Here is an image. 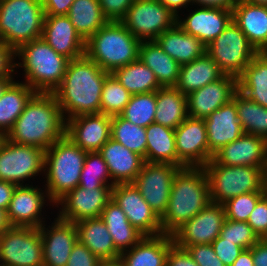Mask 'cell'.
<instances>
[{
  "label": "cell",
  "instance_id": "cell-1",
  "mask_svg": "<svg viewBox=\"0 0 267 266\" xmlns=\"http://www.w3.org/2000/svg\"><path fill=\"white\" fill-rule=\"evenodd\" d=\"M109 74L86 55L69 60L62 82L53 91L65 121L100 113L101 93Z\"/></svg>",
  "mask_w": 267,
  "mask_h": 266
},
{
  "label": "cell",
  "instance_id": "cell-2",
  "mask_svg": "<svg viewBox=\"0 0 267 266\" xmlns=\"http://www.w3.org/2000/svg\"><path fill=\"white\" fill-rule=\"evenodd\" d=\"M66 121L53 93L36 92L6 138L47 150L65 136Z\"/></svg>",
  "mask_w": 267,
  "mask_h": 266
},
{
  "label": "cell",
  "instance_id": "cell-3",
  "mask_svg": "<svg viewBox=\"0 0 267 266\" xmlns=\"http://www.w3.org/2000/svg\"><path fill=\"white\" fill-rule=\"evenodd\" d=\"M211 202L209 181L203 167H181L175 173L165 214L163 234L172 235Z\"/></svg>",
  "mask_w": 267,
  "mask_h": 266
},
{
  "label": "cell",
  "instance_id": "cell-4",
  "mask_svg": "<svg viewBox=\"0 0 267 266\" xmlns=\"http://www.w3.org/2000/svg\"><path fill=\"white\" fill-rule=\"evenodd\" d=\"M15 60L16 78L22 75L19 80L41 93H53L62 82L69 62L41 37L15 51Z\"/></svg>",
  "mask_w": 267,
  "mask_h": 266
},
{
  "label": "cell",
  "instance_id": "cell-5",
  "mask_svg": "<svg viewBox=\"0 0 267 266\" xmlns=\"http://www.w3.org/2000/svg\"><path fill=\"white\" fill-rule=\"evenodd\" d=\"M141 40L121 21H108L86 41L85 55L108 73L139 59Z\"/></svg>",
  "mask_w": 267,
  "mask_h": 266
},
{
  "label": "cell",
  "instance_id": "cell-6",
  "mask_svg": "<svg viewBox=\"0 0 267 266\" xmlns=\"http://www.w3.org/2000/svg\"><path fill=\"white\" fill-rule=\"evenodd\" d=\"M86 155L67 136L45 150L44 178L40 182L54 203L78 186Z\"/></svg>",
  "mask_w": 267,
  "mask_h": 266
},
{
  "label": "cell",
  "instance_id": "cell-7",
  "mask_svg": "<svg viewBox=\"0 0 267 266\" xmlns=\"http://www.w3.org/2000/svg\"><path fill=\"white\" fill-rule=\"evenodd\" d=\"M42 0H0V36L4 44L17 51L42 36Z\"/></svg>",
  "mask_w": 267,
  "mask_h": 266
},
{
  "label": "cell",
  "instance_id": "cell-8",
  "mask_svg": "<svg viewBox=\"0 0 267 266\" xmlns=\"http://www.w3.org/2000/svg\"><path fill=\"white\" fill-rule=\"evenodd\" d=\"M265 167L206 164L203 169L209 181L211 201L224 204L244 193L263 192Z\"/></svg>",
  "mask_w": 267,
  "mask_h": 266
},
{
  "label": "cell",
  "instance_id": "cell-9",
  "mask_svg": "<svg viewBox=\"0 0 267 266\" xmlns=\"http://www.w3.org/2000/svg\"><path fill=\"white\" fill-rule=\"evenodd\" d=\"M44 163L45 150L42 148L17 144L5 138L0 147V180L17 186L35 184L40 176L44 178Z\"/></svg>",
  "mask_w": 267,
  "mask_h": 266
},
{
  "label": "cell",
  "instance_id": "cell-10",
  "mask_svg": "<svg viewBox=\"0 0 267 266\" xmlns=\"http://www.w3.org/2000/svg\"><path fill=\"white\" fill-rule=\"evenodd\" d=\"M206 53L216 62L224 75L237 79L258 54L233 20L207 45Z\"/></svg>",
  "mask_w": 267,
  "mask_h": 266
},
{
  "label": "cell",
  "instance_id": "cell-11",
  "mask_svg": "<svg viewBox=\"0 0 267 266\" xmlns=\"http://www.w3.org/2000/svg\"><path fill=\"white\" fill-rule=\"evenodd\" d=\"M36 182L39 184L16 186L6 211L10 226L39 228L52 219L49 214L54 216L55 203L49 198L45 187ZM48 209L53 212L46 211Z\"/></svg>",
  "mask_w": 267,
  "mask_h": 266
},
{
  "label": "cell",
  "instance_id": "cell-12",
  "mask_svg": "<svg viewBox=\"0 0 267 266\" xmlns=\"http://www.w3.org/2000/svg\"><path fill=\"white\" fill-rule=\"evenodd\" d=\"M0 266H44L39 228L10 226L1 234Z\"/></svg>",
  "mask_w": 267,
  "mask_h": 266
},
{
  "label": "cell",
  "instance_id": "cell-13",
  "mask_svg": "<svg viewBox=\"0 0 267 266\" xmlns=\"http://www.w3.org/2000/svg\"><path fill=\"white\" fill-rule=\"evenodd\" d=\"M121 22L136 38L152 41L177 23V15L158 0H134Z\"/></svg>",
  "mask_w": 267,
  "mask_h": 266
},
{
  "label": "cell",
  "instance_id": "cell-14",
  "mask_svg": "<svg viewBox=\"0 0 267 266\" xmlns=\"http://www.w3.org/2000/svg\"><path fill=\"white\" fill-rule=\"evenodd\" d=\"M112 187L83 188L77 186L55 203V215L64 221H78L100 217L107 203L112 199Z\"/></svg>",
  "mask_w": 267,
  "mask_h": 266
},
{
  "label": "cell",
  "instance_id": "cell-15",
  "mask_svg": "<svg viewBox=\"0 0 267 266\" xmlns=\"http://www.w3.org/2000/svg\"><path fill=\"white\" fill-rule=\"evenodd\" d=\"M179 168L174 164L145 162L132 182L159 218L166 212L174 176Z\"/></svg>",
  "mask_w": 267,
  "mask_h": 266
},
{
  "label": "cell",
  "instance_id": "cell-16",
  "mask_svg": "<svg viewBox=\"0 0 267 266\" xmlns=\"http://www.w3.org/2000/svg\"><path fill=\"white\" fill-rule=\"evenodd\" d=\"M174 131L180 168L204 167L213 158L209 151L204 119L188 116Z\"/></svg>",
  "mask_w": 267,
  "mask_h": 266
},
{
  "label": "cell",
  "instance_id": "cell-17",
  "mask_svg": "<svg viewBox=\"0 0 267 266\" xmlns=\"http://www.w3.org/2000/svg\"><path fill=\"white\" fill-rule=\"evenodd\" d=\"M225 218L224 205L211 201L172 234L174 243L179 247L211 244L219 236Z\"/></svg>",
  "mask_w": 267,
  "mask_h": 266
},
{
  "label": "cell",
  "instance_id": "cell-18",
  "mask_svg": "<svg viewBox=\"0 0 267 266\" xmlns=\"http://www.w3.org/2000/svg\"><path fill=\"white\" fill-rule=\"evenodd\" d=\"M112 200L123 210L128 221L144 236L162 234L161 220L133 183L112 187Z\"/></svg>",
  "mask_w": 267,
  "mask_h": 266
},
{
  "label": "cell",
  "instance_id": "cell-19",
  "mask_svg": "<svg viewBox=\"0 0 267 266\" xmlns=\"http://www.w3.org/2000/svg\"><path fill=\"white\" fill-rule=\"evenodd\" d=\"M232 20L233 11L211 7L190 6L177 16V24L206 46L222 33Z\"/></svg>",
  "mask_w": 267,
  "mask_h": 266
},
{
  "label": "cell",
  "instance_id": "cell-20",
  "mask_svg": "<svg viewBox=\"0 0 267 266\" xmlns=\"http://www.w3.org/2000/svg\"><path fill=\"white\" fill-rule=\"evenodd\" d=\"M55 217V218H54ZM45 222L39 227L42 237L44 266H66L74 244L78 241L75 223L59 219Z\"/></svg>",
  "mask_w": 267,
  "mask_h": 266
},
{
  "label": "cell",
  "instance_id": "cell-21",
  "mask_svg": "<svg viewBox=\"0 0 267 266\" xmlns=\"http://www.w3.org/2000/svg\"><path fill=\"white\" fill-rule=\"evenodd\" d=\"M65 136L86 152H98L111 138V116L89 114L66 120Z\"/></svg>",
  "mask_w": 267,
  "mask_h": 266
},
{
  "label": "cell",
  "instance_id": "cell-22",
  "mask_svg": "<svg viewBox=\"0 0 267 266\" xmlns=\"http://www.w3.org/2000/svg\"><path fill=\"white\" fill-rule=\"evenodd\" d=\"M238 91V79L223 75L220 79L205 85L187 95L188 116L204 119L229 103Z\"/></svg>",
  "mask_w": 267,
  "mask_h": 266
},
{
  "label": "cell",
  "instance_id": "cell-23",
  "mask_svg": "<svg viewBox=\"0 0 267 266\" xmlns=\"http://www.w3.org/2000/svg\"><path fill=\"white\" fill-rule=\"evenodd\" d=\"M207 164L223 166H266L267 140L244 133L237 140L225 145Z\"/></svg>",
  "mask_w": 267,
  "mask_h": 266
},
{
  "label": "cell",
  "instance_id": "cell-24",
  "mask_svg": "<svg viewBox=\"0 0 267 266\" xmlns=\"http://www.w3.org/2000/svg\"><path fill=\"white\" fill-rule=\"evenodd\" d=\"M41 38L69 60L85 55L86 41L76 31L67 15H45Z\"/></svg>",
  "mask_w": 267,
  "mask_h": 266
},
{
  "label": "cell",
  "instance_id": "cell-25",
  "mask_svg": "<svg viewBox=\"0 0 267 266\" xmlns=\"http://www.w3.org/2000/svg\"><path fill=\"white\" fill-rule=\"evenodd\" d=\"M204 122L209 151L212 155L244 134L233 100L204 118Z\"/></svg>",
  "mask_w": 267,
  "mask_h": 266
},
{
  "label": "cell",
  "instance_id": "cell-26",
  "mask_svg": "<svg viewBox=\"0 0 267 266\" xmlns=\"http://www.w3.org/2000/svg\"><path fill=\"white\" fill-rule=\"evenodd\" d=\"M114 184L132 183L142 170L144 157L110 138L98 151Z\"/></svg>",
  "mask_w": 267,
  "mask_h": 266
},
{
  "label": "cell",
  "instance_id": "cell-27",
  "mask_svg": "<svg viewBox=\"0 0 267 266\" xmlns=\"http://www.w3.org/2000/svg\"><path fill=\"white\" fill-rule=\"evenodd\" d=\"M233 21L246 35L258 53L267 52V7L238 0L233 9Z\"/></svg>",
  "mask_w": 267,
  "mask_h": 266
},
{
  "label": "cell",
  "instance_id": "cell-28",
  "mask_svg": "<svg viewBox=\"0 0 267 266\" xmlns=\"http://www.w3.org/2000/svg\"><path fill=\"white\" fill-rule=\"evenodd\" d=\"M173 244L169 234L144 236L134 247L122 252L119 260L125 266H166V257Z\"/></svg>",
  "mask_w": 267,
  "mask_h": 266
},
{
  "label": "cell",
  "instance_id": "cell-29",
  "mask_svg": "<svg viewBox=\"0 0 267 266\" xmlns=\"http://www.w3.org/2000/svg\"><path fill=\"white\" fill-rule=\"evenodd\" d=\"M155 41L180 65L206 54L207 46L195 36L186 33L177 23L159 35Z\"/></svg>",
  "mask_w": 267,
  "mask_h": 266
},
{
  "label": "cell",
  "instance_id": "cell-30",
  "mask_svg": "<svg viewBox=\"0 0 267 266\" xmlns=\"http://www.w3.org/2000/svg\"><path fill=\"white\" fill-rule=\"evenodd\" d=\"M78 241L84 244L102 262L117 261L120 253L108 229L100 217L88 218L75 223Z\"/></svg>",
  "mask_w": 267,
  "mask_h": 266
},
{
  "label": "cell",
  "instance_id": "cell-31",
  "mask_svg": "<svg viewBox=\"0 0 267 266\" xmlns=\"http://www.w3.org/2000/svg\"><path fill=\"white\" fill-rule=\"evenodd\" d=\"M139 59L153 71L161 87L176 86L181 65L165 53L155 40L141 42Z\"/></svg>",
  "mask_w": 267,
  "mask_h": 266
},
{
  "label": "cell",
  "instance_id": "cell-32",
  "mask_svg": "<svg viewBox=\"0 0 267 266\" xmlns=\"http://www.w3.org/2000/svg\"><path fill=\"white\" fill-rule=\"evenodd\" d=\"M100 218L111 235L115 249L121 254L134 247L144 235L130 224L123 210L111 199Z\"/></svg>",
  "mask_w": 267,
  "mask_h": 266
},
{
  "label": "cell",
  "instance_id": "cell-33",
  "mask_svg": "<svg viewBox=\"0 0 267 266\" xmlns=\"http://www.w3.org/2000/svg\"><path fill=\"white\" fill-rule=\"evenodd\" d=\"M224 74L216 62L206 53L190 63L180 66L176 88L184 95L220 79Z\"/></svg>",
  "mask_w": 267,
  "mask_h": 266
},
{
  "label": "cell",
  "instance_id": "cell-34",
  "mask_svg": "<svg viewBox=\"0 0 267 266\" xmlns=\"http://www.w3.org/2000/svg\"><path fill=\"white\" fill-rule=\"evenodd\" d=\"M187 117V95L176 87H161L156 91L155 123L175 130Z\"/></svg>",
  "mask_w": 267,
  "mask_h": 266
},
{
  "label": "cell",
  "instance_id": "cell-35",
  "mask_svg": "<svg viewBox=\"0 0 267 266\" xmlns=\"http://www.w3.org/2000/svg\"><path fill=\"white\" fill-rule=\"evenodd\" d=\"M146 162L178 166L175 131L158 123L146 127Z\"/></svg>",
  "mask_w": 267,
  "mask_h": 266
},
{
  "label": "cell",
  "instance_id": "cell-36",
  "mask_svg": "<svg viewBox=\"0 0 267 266\" xmlns=\"http://www.w3.org/2000/svg\"><path fill=\"white\" fill-rule=\"evenodd\" d=\"M36 92L17 78L0 98V132L5 136L11 131L27 102Z\"/></svg>",
  "mask_w": 267,
  "mask_h": 266
},
{
  "label": "cell",
  "instance_id": "cell-37",
  "mask_svg": "<svg viewBox=\"0 0 267 266\" xmlns=\"http://www.w3.org/2000/svg\"><path fill=\"white\" fill-rule=\"evenodd\" d=\"M238 90L267 108V52L258 53L238 78Z\"/></svg>",
  "mask_w": 267,
  "mask_h": 266
},
{
  "label": "cell",
  "instance_id": "cell-38",
  "mask_svg": "<svg viewBox=\"0 0 267 266\" xmlns=\"http://www.w3.org/2000/svg\"><path fill=\"white\" fill-rule=\"evenodd\" d=\"M67 16L85 41L108 22L99 0H75Z\"/></svg>",
  "mask_w": 267,
  "mask_h": 266
},
{
  "label": "cell",
  "instance_id": "cell-39",
  "mask_svg": "<svg viewBox=\"0 0 267 266\" xmlns=\"http://www.w3.org/2000/svg\"><path fill=\"white\" fill-rule=\"evenodd\" d=\"M131 95L150 93L161 88L153 71L140 59L112 73Z\"/></svg>",
  "mask_w": 267,
  "mask_h": 266
},
{
  "label": "cell",
  "instance_id": "cell-40",
  "mask_svg": "<svg viewBox=\"0 0 267 266\" xmlns=\"http://www.w3.org/2000/svg\"><path fill=\"white\" fill-rule=\"evenodd\" d=\"M238 120L244 133L267 140V108L250 100L239 90L234 94Z\"/></svg>",
  "mask_w": 267,
  "mask_h": 266
},
{
  "label": "cell",
  "instance_id": "cell-41",
  "mask_svg": "<svg viewBox=\"0 0 267 266\" xmlns=\"http://www.w3.org/2000/svg\"><path fill=\"white\" fill-rule=\"evenodd\" d=\"M111 138L144 157L146 162V128L131 123L121 115L112 116Z\"/></svg>",
  "mask_w": 267,
  "mask_h": 266
},
{
  "label": "cell",
  "instance_id": "cell-42",
  "mask_svg": "<svg viewBox=\"0 0 267 266\" xmlns=\"http://www.w3.org/2000/svg\"><path fill=\"white\" fill-rule=\"evenodd\" d=\"M155 112L156 91L132 95L120 115L131 123L146 128L154 123Z\"/></svg>",
  "mask_w": 267,
  "mask_h": 266
},
{
  "label": "cell",
  "instance_id": "cell-43",
  "mask_svg": "<svg viewBox=\"0 0 267 266\" xmlns=\"http://www.w3.org/2000/svg\"><path fill=\"white\" fill-rule=\"evenodd\" d=\"M131 96L128 90L110 73L105 78L102 89L100 113L111 117L120 115L129 103Z\"/></svg>",
  "mask_w": 267,
  "mask_h": 266
},
{
  "label": "cell",
  "instance_id": "cell-44",
  "mask_svg": "<svg viewBox=\"0 0 267 266\" xmlns=\"http://www.w3.org/2000/svg\"><path fill=\"white\" fill-rule=\"evenodd\" d=\"M114 186L108 167L99 152H87L78 186L103 188Z\"/></svg>",
  "mask_w": 267,
  "mask_h": 266
},
{
  "label": "cell",
  "instance_id": "cell-45",
  "mask_svg": "<svg viewBox=\"0 0 267 266\" xmlns=\"http://www.w3.org/2000/svg\"><path fill=\"white\" fill-rule=\"evenodd\" d=\"M219 236L245 249L252 248L260 239L247 222L224 220Z\"/></svg>",
  "mask_w": 267,
  "mask_h": 266
},
{
  "label": "cell",
  "instance_id": "cell-46",
  "mask_svg": "<svg viewBox=\"0 0 267 266\" xmlns=\"http://www.w3.org/2000/svg\"><path fill=\"white\" fill-rule=\"evenodd\" d=\"M264 192H251L238 195L224 203L226 219L247 222Z\"/></svg>",
  "mask_w": 267,
  "mask_h": 266
},
{
  "label": "cell",
  "instance_id": "cell-47",
  "mask_svg": "<svg viewBox=\"0 0 267 266\" xmlns=\"http://www.w3.org/2000/svg\"><path fill=\"white\" fill-rule=\"evenodd\" d=\"M186 249L198 266H225L215 254L211 244L193 245L181 247Z\"/></svg>",
  "mask_w": 267,
  "mask_h": 266
},
{
  "label": "cell",
  "instance_id": "cell-48",
  "mask_svg": "<svg viewBox=\"0 0 267 266\" xmlns=\"http://www.w3.org/2000/svg\"><path fill=\"white\" fill-rule=\"evenodd\" d=\"M247 223L259 239H267V197L263 196L258 201Z\"/></svg>",
  "mask_w": 267,
  "mask_h": 266
},
{
  "label": "cell",
  "instance_id": "cell-49",
  "mask_svg": "<svg viewBox=\"0 0 267 266\" xmlns=\"http://www.w3.org/2000/svg\"><path fill=\"white\" fill-rule=\"evenodd\" d=\"M102 262L84 244L77 241L70 253L66 266H103Z\"/></svg>",
  "mask_w": 267,
  "mask_h": 266
},
{
  "label": "cell",
  "instance_id": "cell-50",
  "mask_svg": "<svg viewBox=\"0 0 267 266\" xmlns=\"http://www.w3.org/2000/svg\"><path fill=\"white\" fill-rule=\"evenodd\" d=\"M211 245L214 248L215 254L220 258L225 266H231L244 250L242 247L233 244L228 240H224L220 236H218Z\"/></svg>",
  "mask_w": 267,
  "mask_h": 266
},
{
  "label": "cell",
  "instance_id": "cell-51",
  "mask_svg": "<svg viewBox=\"0 0 267 266\" xmlns=\"http://www.w3.org/2000/svg\"><path fill=\"white\" fill-rule=\"evenodd\" d=\"M134 0H99L104 16L108 21H121Z\"/></svg>",
  "mask_w": 267,
  "mask_h": 266
},
{
  "label": "cell",
  "instance_id": "cell-52",
  "mask_svg": "<svg viewBox=\"0 0 267 266\" xmlns=\"http://www.w3.org/2000/svg\"><path fill=\"white\" fill-rule=\"evenodd\" d=\"M166 266H198L189 252L175 243L169 248Z\"/></svg>",
  "mask_w": 267,
  "mask_h": 266
},
{
  "label": "cell",
  "instance_id": "cell-53",
  "mask_svg": "<svg viewBox=\"0 0 267 266\" xmlns=\"http://www.w3.org/2000/svg\"><path fill=\"white\" fill-rule=\"evenodd\" d=\"M15 51L8 45L0 49V77H16Z\"/></svg>",
  "mask_w": 267,
  "mask_h": 266
},
{
  "label": "cell",
  "instance_id": "cell-54",
  "mask_svg": "<svg viewBox=\"0 0 267 266\" xmlns=\"http://www.w3.org/2000/svg\"><path fill=\"white\" fill-rule=\"evenodd\" d=\"M45 15H67L75 0H42Z\"/></svg>",
  "mask_w": 267,
  "mask_h": 266
},
{
  "label": "cell",
  "instance_id": "cell-55",
  "mask_svg": "<svg viewBox=\"0 0 267 266\" xmlns=\"http://www.w3.org/2000/svg\"><path fill=\"white\" fill-rule=\"evenodd\" d=\"M238 0H191V6L221 8L233 11Z\"/></svg>",
  "mask_w": 267,
  "mask_h": 266
},
{
  "label": "cell",
  "instance_id": "cell-56",
  "mask_svg": "<svg viewBox=\"0 0 267 266\" xmlns=\"http://www.w3.org/2000/svg\"><path fill=\"white\" fill-rule=\"evenodd\" d=\"M254 266H267V239H260L252 248Z\"/></svg>",
  "mask_w": 267,
  "mask_h": 266
},
{
  "label": "cell",
  "instance_id": "cell-57",
  "mask_svg": "<svg viewBox=\"0 0 267 266\" xmlns=\"http://www.w3.org/2000/svg\"><path fill=\"white\" fill-rule=\"evenodd\" d=\"M16 186L14 183L0 180V209L8 210Z\"/></svg>",
  "mask_w": 267,
  "mask_h": 266
},
{
  "label": "cell",
  "instance_id": "cell-58",
  "mask_svg": "<svg viewBox=\"0 0 267 266\" xmlns=\"http://www.w3.org/2000/svg\"><path fill=\"white\" fill-rule=\"evenodd\" d=\"M162 5L170 9L175 15H179L191 6V0H158Z\"/></svg>",
  "mask_w": 267,
  "mask_h": 266
},
{
  "label": "cell",
  "instance_id": "cell-59",
  "mask_svg": "<svg viewBox=\"0 0 267 266\" xmlns=\"http://www.w3.org/2000/svg\"><path fill=\"white\" fill-rule=\"evenodd\" d=\"M231 266H254L251 249H245Z\"/></svg>",
  "mask_w": 267,
  "mask_h": 266
},
{
  "label": "cell",
  "instance_id": "cell-60",
  "mask_svg": "<svg viewBox=\"0 0 267 266\" xmlns=\"http://www.w3.org/2000/svg\"><path fill=\"white\" fill-rule=\"evenodd\" d=\"M9 227L10 224L7 219V212L0 209V235L3 234Z\"/></svg>",
  "mask_w": 267,
  "mask_h": 266
},
{
  "label": "cell",
  "instance_id": "cell-61",
  "mask_svg": "<svg viewBox=\"0 0 267 266\" xmlns=\"http://www.w3.org/2000/svg\"><path fill=\"white\" fill-rule=\"evenodd\" d=\"M15 77H0V98L7 87L15 80Z\"/></svg>",
  "mask_w": 267,
  "mask_h": 266
},
{
  "label": "cell",
  "instance_id": "cell-62",
  "mask_svg": "<svg viewBox=\"0 0 267 266\" xmlns=\"http://www.w3.org/2000/svg\"><path fill=\"white\" fill-rule=\"evenodd\" d=\"M263 192L264 196L267 197V165L263 171Z\"/></svg>",
  "mask_w": 267,
  "mask_h": 266
},
{
  "label": "cell",
  "instance_id": "cell-63",
  "mask_svg": "<svg viewBox=\"0 0 267 266\" xmlns=\"http://www.w3.org/2000/svg\"><path fill=\"white\" fill-rule=\"evenodd\" d=\"M249 4L253 5H260V6H266L267 7V0H244Z\"/></svg>",
  "mask_w": 267,
  "mask_h": 266
},
{
  "label": "cell",
  "instance_id": "cell-64",
  "mask_svg": "<svg viewBox=\"0 0 267 266\" xmlns=\"http://www.w3.org/2000/svg\"><path fill=\"white\" fill-rule=\"evenodd\" d=\"M103 266H125L120 260L105 262Z\"/></svg>",
  "mask_w": 267,
  "mask_h": 266
},
{
  "label": "cell",
  "instance_id": "cell-65",
  "mask_svg": "<svg viewBox=\"0 0 267 266\" xmlns=\"http://www.w3.org/2000/svg\"><path fill=\"white\" fill-rule=\"evenodd\" d=\"M5 138H6V136L2 132H0V147L3 144Z\"/></svg>",
  "mask_w": 267,
  "mask_h": 266
},
{
  "label": "cell",
  "instance_id": "cell-66",
  "mask_svg": "<svg viewBox=\"0 0 267 266\" xmlns=\"http://www.w3.org/2000/svg\"><path fill=\"white\" fill-rule=\"evenodd\" d=\"M4 45H5V44H4V41H3L2 37L0 36V49H1Z\"/></svg>",
  "mask_w": 267,
  "mask_h": 266
}]
</instances>
